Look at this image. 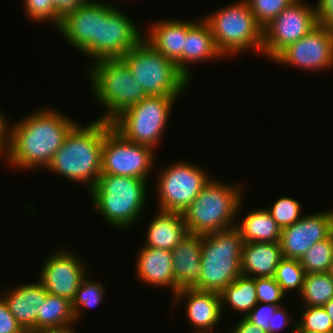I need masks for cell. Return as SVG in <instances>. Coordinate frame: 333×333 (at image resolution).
<instances>
[{
  "instance_id": "obj_1",
  "label": "cell",
  "mask_w": 333,
  "mask_h": 333,
  "mask_svg": "<svg viewBox=\"0 0 333 333\" xmlns=\"http://www.w3.org/2000/svg\"><path fill=\"white\" fill-rule=\"evenodd\" d=\"M76 124L59 110L47 107L37 109L14 125L7 122L4 159L16 169L46 168Z\"/></svg>"
},
{
  "instance_id": "obj_29",
  "label": "cell",
  "mask_w": 333,
  "mask_h": 333,
  "mask_svg": "<svg viewBox=\"0 0 333 333\" xmlns=\"http://www.w3.org/2000/svg\"><path fill=\"white\" fill-rule=\"evenodd\" d=\"M304 306H324L333 298V279L328 272L305 274L303 287L298 294Z\"/></svg>"
},
{
  "instance_id": "obj_20",
  "label": "cell",
  "mask_w": 333,
  "mask_h": 333,
  "mask_svg": "<svg viewBox=\"0 0 333 333\" xmlns=\"http://www.w3.org/2000/svg\"><path fill=\"white\" fill-rule=\"evenodd\" d=\"M138 252L135 263L138 280L152 287L169 288L174 296L177 293V281L173 274L172 250L142 246Z\"/></svg>"
},
{
  "instance_id": "obj_16",
  "label": "cell",
  "mask_w": 333,
  "mask_h": 333,
  "mask_svg": "<svg viewBox=\"0 0 333 333\" xmlns=\"http://www.w3.org/2000/svg\"><path fill=\"white\" fill-rule=\"evenodd\" d=\"M333 233V209L301 217L294 224L281 229L280 247L284 258L300 260L317 242Z\"/></svg>"
},
{
  "instance_id": "obj_6",
  "label": "cell",
  "mask_w": 333,
  "mask_h": 333,
  "mask_svg": "<svg viewBox=\"0 0 333 333\" xmlns=\"http://www.w3.org/2000/svg\"><path fill=\"white\" fill-rule=\"evenodd\" d=\"M244 243L236 227L202 235L199 290L221 293L242 275Z\"/></svg>"
},
{
  "instance_id": "obj_3",
  "label": "cell",
  "mask_w": 333,
  "mask_h": 333,
  "mask_svg": "<svg viewBox=\"0 0 333 333\" xmlns=\"http://www.w3.org/2000/svg\"><path fill=\"white\" fill-rule=\"evenodd\" d=\"M242 188L211 178L182 213L188 233L204 235L236 227L244 200Z\"/></svg>"
},
{
  "instance_id": "obj_36",
  "label": "cell",
  "mask_w": 333,
  "mask_h": 333,
  "mask_svg": "<svg viewBox=\"0 0 333 333\" xmlns=\"http://www.w3.org/2000/svg\"><path fill=\"white\" fill-rule=\"evenodd\" d=\"M24 8L28 18L34 22H49L53 23L57 29V12L55 9L54 0H23Z\"/></svg>"
},
{
  "instance_id": "obj_9",
  "label": "cell",
  "mask_w": 333,
  "mask_h": 333,
  "mask_svg": "<svg viewBox=\"0 0 333 333\" xmlns=\"http://www.w3.org/2000/svg\"><path fill=\"white\" fill-rule=\"evenodd\" d=\"M177 99L170 96H146L137 105L120 114L111 123L112 127L126 140L156 151Z\"/></svg>"
},
{
  "instance_id": "obj_7",
  "label": "cell",
  "mask_w": 333,
  "mask_h": 333,
  "mask_svg": "<svg viewBox=\"0 0 333 333\" xmlns=\"http://www.w3.org/2000/svg\"><path fill=\"white\" fill-rule=\"evenodd\" d=\"M202 18L210 25L215 46L222 56L239 55L248 49L262 54L263 28L256 22L246 0H238Z\"/></svg>"
},
{
  "instance_id": "obj_24",
  "label": "cell",
  "mask_w": 333,
  "mask_h": 333,
  "mask_svg": "<svg viewBox=\"0 0 333 333\" xmlns=\"http://www.w3.org/2000/svg\"><path fill=\"white\" fill-rule=\"evenodd\" d=\"M188 234L182 213L158 210L149 222L142 246L173 250Z\"/></svg>"
},
{
  "instance_id": "obj_12",
  "label": "cell",
  "mask_w": 333,
  "mask_h": 333,
  "mask_svg": "<svg viewBox=\"0 0 333 333\" xmlns=\"http://www.w3.org/2000/svg\"><path fill=\"white\" fill-rule=\"evenodd\" d=\"M155 151L126 140L112 125L104 133L101 174L130 176L148 181Z\"/></svg>"
},
{
  "instance_id": "obj_28",
  "label": "cell",
  "mask_w": 333,
  "mask_h": 333,
  "mask_svg": "<svg viewBox=\"0 0 333 333\" xmlns=\"http://www.w3.org/2000/svg\"><path fill=\"white\" fill-rule=\"evenodd\" d=\"M74 324L76 325V321L72 302L48 293L37 315V331Z\"/></svg>"
},
{
  "instance_id": "obj_13",
  "label": "cell",
  "mask_w": 333,
  "mask_h": 333,
  "mask_svg": "<svg viewBox=\"0 0 333 333\" xmlns=\"http://www.w3.org/2000/svg\"><path fill=\"white\" fill-rule=\"evenodd\" d=\"M318 25L316 7L294 0L263 28L262 55L273 60L288 45L293 44Z\"/></svg>"
},
{
  "instance_id": "obj_33",
  "label": "cell",
  "mask_w": 333,
  "mask_h": 333,
  "mask_svg": "<svg viewBox=\"0 0 333 333\" xmlns=\"http://www.w3.org/2000/svg\"><path fill=\"white\" fill-rule=\"evenodd\" d=\"M302 317L296 320L294 330H309L318 333L333 332V323L323 306H304Z\"/></svg>"
},
{
  "instance_id": "obj_27",
  "label": "cell",
  "mask_w": 333,
  "mask_h": 333,
  "mask_svg": "<svg viewBox=\"0 0 333 333\" xmlns=\"http://www.w3.org/2000/svg\"><path fill=\"white\" fill-rule=\"evenodd\" d=\"M221 304H227L231 310L236 311L243 317L258 304L255 278L246 275L238 276L221 293Z\"/></svg>"
},
{
  "instance_id": "obj_34",
  "label": "cell",
  "mask_w": 333,
  "mask_h": 333,
  "mask_svg": "<svg viewBox=\"0 0 333 333\" xmlns=\"http://www.w3.org/2000/svg\"><path fill=\"white\" fill-rule=\"evenodd\" d=\"M301 208L299 201L292 197L284 196L276 200L270 209L267 208V210L277 225L283 229L301 218Z\"/></svg>"
},
{
  "instance_id": "obj_35",
  "label": "cell",
  "mask_w": 333,
  "mask_h": 333,
  "mask_svg": "<svg viewBox=\"0 0 333 333\" xmlns=\"http://www.w3.org/2000/svg\"><path fill=\"white\" fill-rule=\"evenodd\" d=\"M250 6L256 22L262 27H266L275 17H277L294 0H246Z\"/></svg>"
},
{
  "instance_id": "obj_30",
  "label": "cell",
  "mask_w": 333,
  "mask_h": 333,
  "mask_svg": "<svg viewBox=\"0 0 333 333\" xmlns=\"http://www.w3.org/2000/svg\"><path fill=\"white\" fill-rule=\"evenodd\" d=\"M333 260V233L315 243L299 260L305 273L328 272Z\"/></svg>"
},
{
  "instance_id": "obj_32",
  "label": "cell",
  "mask_w": 333,
  "mask_h": 333,
  "mask_svg": "<svg viewBox=\"0 0 333 333\" xmlns=\"http://www.w3.org/2000/svg\"><path fill=\"white\" fill-rule=\"evenodd\" d=\"M305 270L299 260L282 258L276 268L274 279L284 293L295 290L300 294L305 278Z\"/></svg>"
},
{
  "instance_id": "obj_18",
  "label": "cell",
  "mask_w": 333,
  "mask_h": 333,
  "mask_svg": "<svg viewBox=\"0 0 333 333\" xmlns=\"http://www.w3.org/2000/svg\"><path fill=\"white\" fill-rule=\"evenodd\" d=\"M176 304L186 301V317L196 328L192 333H214L215 326L219 324L222 316L220 293L201 291L197 289H183L173 296ZM214 328V329H213Z\"/></svg>"
},
{
  "instance_id": "obj_38",
  "label": "cell",
  "mask_w": 333,
  "mask_h": 333,
  "mask_svg": "<svg viewBox=\"0 0 333 333\" xmlns=\"http://www.w3.org/2000/svg\"><path fill=\"white\" fill-rule=\"evenodd\" d=\"M282 305H274L271 303H258L245 317L251 323L255 324L260 329L267 330L272 315L276 309Z\"/></svg>"
},
{
  "instance_id": "obj_39",
  "label": "cell",
  "mask_w": 333,
  "mask_h": 333,
  "mask_svg": "<svg viewBox=\"0 0 333 333\" xmlns=\"http://www.w3.org/2000/svg\"><path fill=\"white\" fill-rule=\"evenodd\" d=\"M0 333H27L9 311L3 295L0 296Z\"/></svg>"
},
{
  "instance_id": "obj_23",
  "label": "cell",
  "mask_w": 333,
  "mask_h": 333,
  "mask_svg": "<svg viewBox=\"0 0 333 333\" xmlns=\"http://www.w3.org/2000/svg\"><path fill=\"white\" fill-rule=\"evenodd\" d=\"M223 57L217 50L210 25L205 19L187 22V36L182 52V73L191 80L190 69L187 65L203 63L205 60H214ZM203 61V62H202Z\"/></svg>"
},
{
  "instance_id": "obj_5",
  "label": "cell",
  "mask_w": 333,
  "mask_h": 333,
  "mask_svg": "<svg viewBox=\"0 0 333 333\" xmlns=\"http://www.w3.org/2000/svg\"><path fill=\"white\" fill-rule=\"evenodd\" d=\"M91 65L88 66L87 77L92 85V96L106 109L105 114L97 119L112 123L125 110L146 97L121 58L101 59Z\"/></svg>"
},
{
  "instance_id": "obj_2",
  "label": "cell",
  "mask_w": 333,
  "mask_h": 333,
  "mask_svg": "<svg viewBox=\"0 0 333 333\" xmlns=\"http://www.w3.org/2000/svg\"><path fill=\"white\" fill-rule=\"evenodd\" d=\"M111 125L99 119L84 127L77 123L45 169L79 182L90 191L101 175L104 133Z\"/></svg>"
},
{
  "instance_id": "obj_11",
  "label": "cell",
  "mask_w": 333,
  "mask_h": 333,
  "mask_svg": "<svg viewBox=\"0 0 333 333\" xmlns=\"http://www.w3.org/2000/svg\"><path fill=\"white\" fill-rule=\"evenodd\" d=\"M117 5L101 1L99 40L84 54L93 61L122 58L142 39V29Z\"/></svg>"
},
{
  "instance_id": "obj_46",
  "label": "cell",
  "mask_w": 333,
  "mask_h": 333,
  "mask_svg": "<svg viewBox=\"0 0 333 333\" xmlns=\"http://www.w3.org/2000/svg\"><path fill=\"white\" fill-rule=\"evenodd\" d=\"M323 308L325 309L326 313L328 314V316L331 318L332 323H333V298L327 302Z\"/></svg>"
},
{
  "instance_id": "obj_31",
  "label": "cell",
  "mask_w": 333,
  "mask_h": 333,
  "mask_svg": "<svg viewBox=\"0 0 333 333\" xmlns=\"http://www.w3.org/2000/svg\"><path fill=\"white\" fill-rule=\"evenodd\" d=\"M89 276H85L79 288L76 291L74 300L72 301V310L75 315V321H78L81 317V313L84 308H96L104 298L105 286L100 282L91 281ZM83 308V309H82Z\"/></svg>"
},
{
  "instance_id": "obj_48",
  "label": "cell",
  "mask_w": 333,
  "mask_h": 333,
  "mask_svg": "<svg viewBox=\"0 0 333 333\" xmlns=\"http://www.w3.org/2000/svg\"><path fill=\"white\" fill-rule=\"evenodd\" d=\"M329 275L332 277L333 279V260H332V263L330 265V268H329V271H328Z\"/></svg>"
},
{
  "instance_id": "obj_41",
  "label": "cell",
  "mask_w": 333,
  "mask_h": 333,
  "mask_svg": "<svg viewBox=\"0 0 333 333\" xmlns=\"http://www.w3.org/2000/svg\"><path fill=\"white\" fill-rule=\"evenodd\" d=\"M315 7L318 24L333 30V0H318Z\"/></svg>"
},
{
  "instance_id": "obj_37",
  "label": "cell",
  "mask_w": 333,
  "mask_h": 333,
  "mask_svg": "<svg viewBox=\"0 0 333 333\" xmlns=\"http://www.w3.org/2000/svg\"><path fill=\"white\" fill-rule=\"evenodd\" d=\"M255 285L258 303L282 305L281 301L285 297V293L274 277L255 278Z\"/></svg>"
},
{
  "instance_id": "obj_47",
  "label": "cell",
  "mask_w": 333,
  "mask_h": 333,
  "mask_svg": "<svg viewBox=\"0 0 333 333\" xmlns=\"http://www.w3.org/2000/svg\"><path fill=\"white\" fill-rule=\"evenodd\" d=\"M295 325L293 326V330L292 333H318V332H313V331H309V330H294ZM329 333H333V332H329Z\"/></svg>"
},
{
  "instance_id": "obj_17",
  "label": "cell",
  "mask_w": 333,
  "mask_h": 333,
  "mask_svg": "<svg viewBox=\"0 0 333 333\" xmlns=\"http://www.w3.org/2000/svg\"><path fill=\"white\" fill-rule=\"evenodd\" d=\"M101 2L89 0L61 18L59 31L69 44L85 54L99 40Z\"/></svg>"
},
{
  "instance_id": "obj_19",
  "label": "cell",
  "mask_w": 333,
  "mask_h": 333,
  "mask_svg": "<svg viewBox=\"0 0 333 333\" xmlns=\"http://www.w3.org/2000/svg\"><path fill=\"white\" fill-rule=\"evenodd\" d=\"M48 292L42 283H26L2 293L9 311L27 333L37 331V315Z\"/></svg>"
},
{
  "instance_id": "obj_45",
  "label": "cell",
  "mask_w": 333,
  "mask_h": 333,
  "mask_svg": "<svg viewBox=\"0 0 333 333\" xmlns=\"http://www.w3.org/2000/svg\"><path fill=\"white\" fill-rule=\"evenodd\" d=\"M74 325H67L63 327H56V328H47L36 331L34 333H76Z\"/></svg>"
},
{
  "instance_id": "obj_42",
  "label": "cell",
  "mask_w": 333,
  "mask_h": 333,
  "mask_svg": "<svg viewBox=\"0 0 333 333\" xmlns=\"http://www.w3.org/2000/svg\"><path fill=\"white\" fill-rule=\"evenodd\" d=\"M55 9L57 12V28L59 27L61 18L67 13L74 11L76 8L81 7L89 0H54Z\"/></svg>"
},
{
  "instance_id": "obj_26",
  "label": "cell",
  "mask_w": 333,
  "mask_h": 333,
  "mask_svg": "<svg viewBox=\"0 0 333 333\" xmlns=\"http://www.w3.org/2000/svg\"><path fill=\"white\" fill-rule=\"evenodd\" d=\"M236 223L244 242L279 243L281 228L271 217L267 208L249 212Z\"/></svg>"
},
{
  "instance_id": "obj_15",
  "label": "cell",
  "mask_w": 333,
  "mask_h": 333,
  "mask_svg": "<svg viewBox=\"0 0 333 333\" xmlns=\"http://www.w3.org/2000/svg\"><path fill=\"white\" fill-rule=\"evenodd\" d=\"M74 253L62 248L53 251L42 265L39 278L49 294L66 298L71 302L82 279L88 274L87 264Z\"/></svg>"
},
{
  "instance_id": "obj_44",
  "label": "cell",
  "mask_w": 333,
  "mask_h": 333,
  "mask_svg": "<svg viewBox=\"0 0 333 333\" xmlns=\"http://www.w3.org/2000/svg\"><path fill=\"white\" fill-rule=\"evenodd\" d=\"M6 116L0 112V157L3 158L7 146V122Z\"/></svg>"
},
{
  "instance_id": "obj_10",
  "label": "cell",
  "mask_w": 333,
  "mask_h": 333,
  "mask_svg": "<svg viewBox=\"0 0 333 333\" xmlns=\"http://www.w3.org/2000/svg\"><path fill=\"white\" fill-rule=\"evenodd\" d=\"M211 178L204 169L187 161L166 166L156 182L157 210L183 213Z\"/></svg>"
},
{
  "instance_id": "obj_43",
  "label": "cell",
  "mask_w": 333,
  "mask_h": 333,
  "mask_svg": "<svg viewBox=\"0 0 333 333\" xmlns=\"http://www.w3.org/2000/svg\"><path fill=\"white\" fill-rule=\"evenodd\" d=\"M231 333H269L267 330L260 329L255 324L251 323L245 317L240 318V321L236 324V327Z\"/></svg>"
},
{
  "instance_id": "obj_25",
  "label": "cell",
  "mask_w": 333,
  "mask_h": 333,
  "mask_svg": "<svg viewBox=\"0 0 333 333\" xmlns=\"http://www.w3.org/2000/svg\"><path fill=\"white\" fill-rule=\"evenodd\" d=\"M282 258L280 243L245 242L241 255L242 275L253 278L274 277Z\"/></svg>"
},
{
  "instance_id": "obj_8",
  "label": "cell",
  "mask_w": 333,
  "mask_h": 333,
  "mask_svg": "<svg viewBox=\"0 0 333 333\" xmlns=\"http://www.w3.org/2000/svg\"><path fill=\"white\" fill-rule=\"evenodd\" d=\"M146 96L179 98L190 80L144 38L121 58Z\"/></svg>"
},
{
  "instance_id": "obj_14",
  "label": "cell",
  "mask_w": 333,
  "mask_h": 333,
  "mask_svg": "<svg viewBox=\"0 0 333 333\" xmlns=\"http://www.w3.org/2000/svg\"><path fill=\"white\" fill-rule=\"evenodd\" d=\"M273 61L304 71L332 69L333 30L318 24L307 35L283 49Z\"/></svg>"
},
{
  "instance_id": "obj_40",
  "label": "cell",
  "mask_w": 333,
  "mask_h": 333,
  "mask_svg": "<svg viewBox=\"0 0 333 333\" xmlns=\"http://www.w3.org/2000/svg\"><path fill=\"white\" fill-rule=\"evenodd\" d=\"M273 319L270 320L268 324V329L267 331L269 333H276L285 327V325L288 326V324L293 323L296 325V322L292 316H290V312L288 313L286 307L284 305L279 306L274 314L272 315ZM294 321V322H293Z\"/></svg>"
},
{
  "instance_id": "obj_4",
  "label": "cell",
  "mask_w": 333,
  "mask_h": 333,
  "mask_svg": "<svg viewBox=\"0 0 333 333\" xmlns=\"http://www.w3.org/2000/svg\"><path fill=\"white\" fill-rule=\"evenodd\" d=\"M148 182L130 176L101 174L89 195L93 207L111 227L126 229L141 218Z\"/></svg>"
},
{
  "instance_id": "obj_21",
  "label": "cell",
  "mask_w": 333,
  "mask_h": 333,
  "mask_svg": "<svg viewBox=\"0 0 333 333\" xmlns=\"http://www.w3.org/2000/svg\"><path fill=\"white\" fill-rule=\"evenodd\" d=\"M202 235L188 234L173 250V274L177 292L183 289L199 290Z\"/></svg>"
},
{
  "instance_id": "obj_22",
  "label": "cell",
  "mask_w": 333,
  "mask_h": 333,
  "mask_svg": "<svg viewBox=\"0 0 333 333\" xmlns=\"http://www.w3.org/2000/svg\"><path fill=\"white\" fill-rule=\"evenodd\" d=\"M143 38L182 72V52L187 36V21L159 20L150 25Z\"/></svg>"
}]
</instances>
